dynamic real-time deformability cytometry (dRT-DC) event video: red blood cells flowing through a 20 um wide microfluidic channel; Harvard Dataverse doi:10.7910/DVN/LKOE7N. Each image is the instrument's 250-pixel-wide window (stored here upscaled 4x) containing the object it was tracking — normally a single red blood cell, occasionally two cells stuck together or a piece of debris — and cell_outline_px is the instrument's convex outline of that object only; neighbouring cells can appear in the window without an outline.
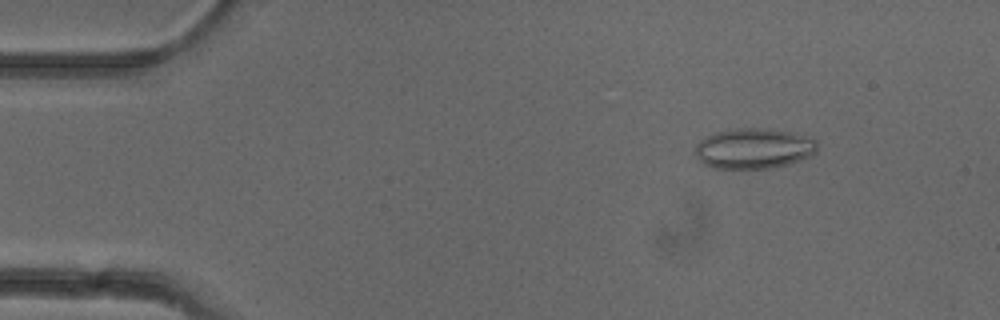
{"species": "common noctule bat (a hibernating species)", "species_latin": "Nyctalus noctula", "temperature_condition": "cold", "stored_images_in_passage": 46, "camera_frame_rate_fps": 3000, "um_per_image_px": 0.085, "animal": {"sex": "female"}, "frame": {"image": 1, "passage_image": 7, "time_ms": 2.0, "image_size_px": [1000, 320], "cell_outline_px": [[816, 152], [808, 156], [788, 164], [768, 168], [716, 168], [704, 164], [696, 156], [696, 144], [700, 140], [716, 132], [736, 128], [768, 128], [792, 132], [816, 140]], "centroid_in_image_um": [64.05, 12.61], "position_along_channel_um": 20.9, "area_um2": 28.44}}
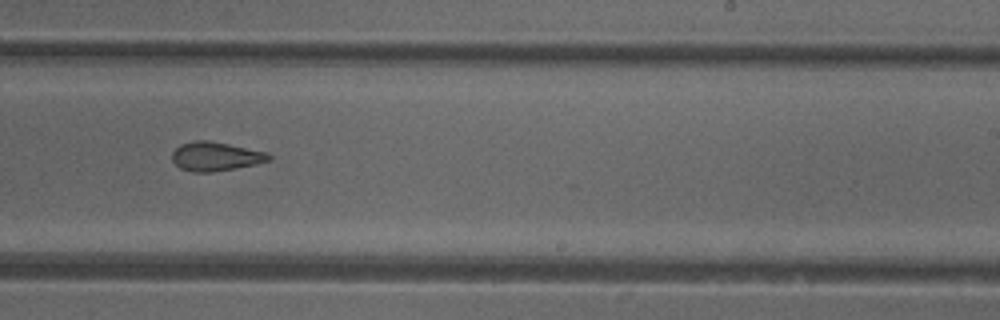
{"frame": {"image": 2, "passage_image": 26, "time_ms": 8.333, "image_size_px": [1000, 320], "cell_outline_px": [[272, 160], [256, 164], [236, 168], [212, 172], [192, 172], [180, 168], [172, 160], [172, 152], [180, 144], [196, 140], [208, 140], [268, 152], [272, 156]], "centroid_in_image_um": [18.34, 13.3], "position_along_channel_um": 270.7, "area_um2": 16.42}}
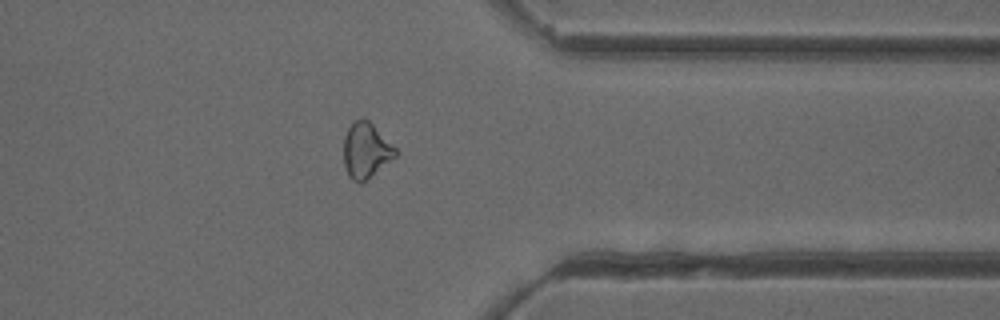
{"frame": {"image": 3, "passage_image": 35, "time_ms": 11.333, "image_size_px": [1000, 320], "cell_outline_px": [[400, 152], [396, 156], [360, 184], [352, 180], [348, 176], [344, 164], [344, 136], [348, 128], [360, 116], [364, 116]], "centroid_in_image_um": [31.1, 12.77], "position_along_channel_um": 380.3, "area_um2": 16.65}, "authors_computed_cell_mechanics": {"area_um2": 17.2822, "velocity_mm_per_s": 3.9381, "shape_relaxation_time_tau1_ms": null, "shape_relaxation_time_tau2_ms": 2.8612, "deformation_change_tau1": null, "deformation_change_tau2": 0.1164}}